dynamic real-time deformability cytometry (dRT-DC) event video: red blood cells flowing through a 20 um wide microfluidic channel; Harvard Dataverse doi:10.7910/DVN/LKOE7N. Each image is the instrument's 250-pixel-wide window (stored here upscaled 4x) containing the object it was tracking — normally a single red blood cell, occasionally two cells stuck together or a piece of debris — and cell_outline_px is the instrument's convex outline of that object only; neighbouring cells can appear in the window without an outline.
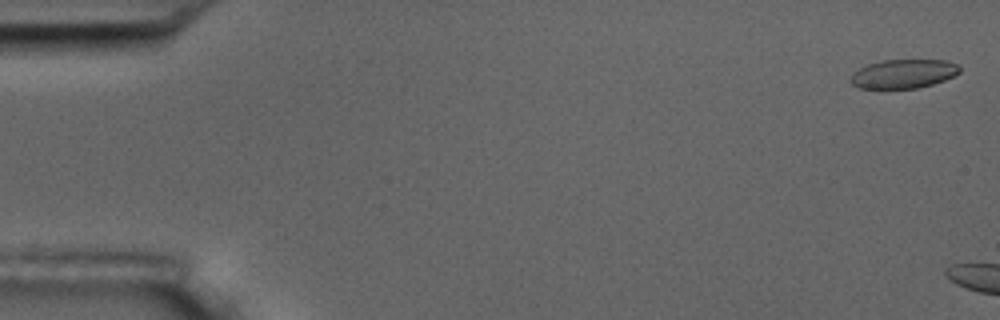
{"species": "common noctule bat (a hibernating species)", "species_latin": "Nyctalus noctula", "temperature_condition": "room temperature", "stored_images_in_passage": 2, "camera_frame_rate_fps": 3000, "um_per_image_px": 0.085, "animal": {"sex": "male", "body_mass_g": 17.5, "forearm_length_mm": 52.3}, "frame": {"image": 1, "passage_image": 1, "time_ms": 0.0, "image_size_px": [1000, 320], "cell_outline_px": [[960, 72], [944, 80], [932, 84], [916, 88], [860, 88], [852, 84], [848, 80], [852, 72], [868, 64], [880, 60], [944, 60], [956, 64], [960, 68]], "centroid_in_image_um": [76.74, 6.27], "position_along_channel_um": 8.3, "area_um2": 18.32}}